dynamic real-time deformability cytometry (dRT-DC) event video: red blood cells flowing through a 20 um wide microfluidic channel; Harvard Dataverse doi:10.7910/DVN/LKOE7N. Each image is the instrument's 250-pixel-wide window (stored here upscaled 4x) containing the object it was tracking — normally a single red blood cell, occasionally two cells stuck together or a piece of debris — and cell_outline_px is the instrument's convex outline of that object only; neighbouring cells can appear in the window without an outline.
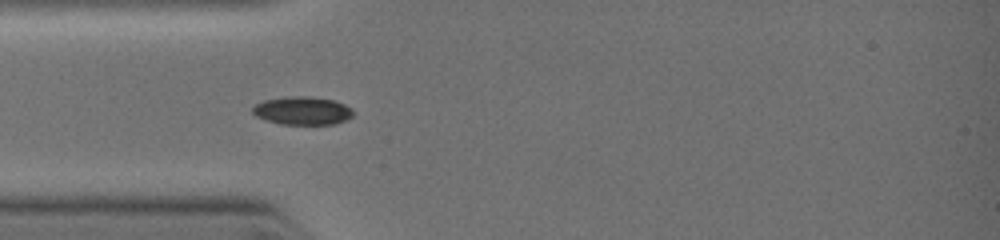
{"species": "common noctule bat (a hibernating species)", "species_latin": "Nyctalus noctula", "temperature_condition": "warm", "stored_images_in_passage": 9, "camera_frame_rate_fps": 3000, "um_per_image_px": 0.085, "animal": {"sex": "female", "body_mass_g": 19.0, "forearm_length_mm": 51.5}, "frame": {"image": 1, "passage_image": 1, "time_ms": 0.0, "image_size_px": [1000, 240], "cell_outline_px": [[352, 116], [336, 124], [280, 124], [256, 116], [252, 112], [252, 108], [256, 104], [264, 100], [288, 96], [304, 96], [332, 100], [344, 104], [352, 108]], "centroid_in_image_um": [25.69, 9.41], "position_along_channel_um": 59.3, "area_um2": 16.3}}
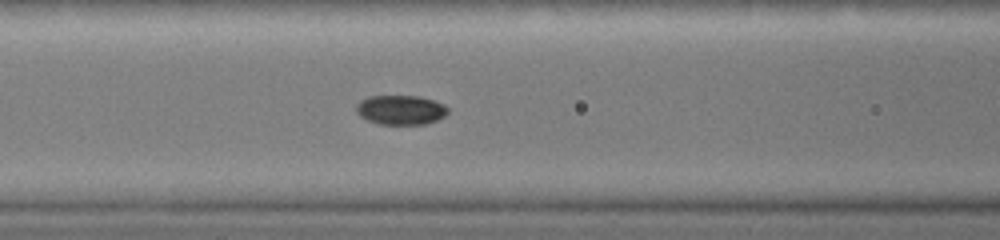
{"frame": {"image": 2, "passage_image": 5, "time_ms": 1.333, "image_size_px": [1000, 240], "cell_outline_px": [[448, 112], [444, 116], [436, 120], [424, 124], [380, 124], [368, 120], [360, 116], [356, 112], [356, 104], [360, 100], [368, 96], [420, 96], [444, 104], [448, 108]], "centroid_in_image_um": [34.04, 9.33], "position_along_channel_um": 132.6, "area_um2": 15.72}}
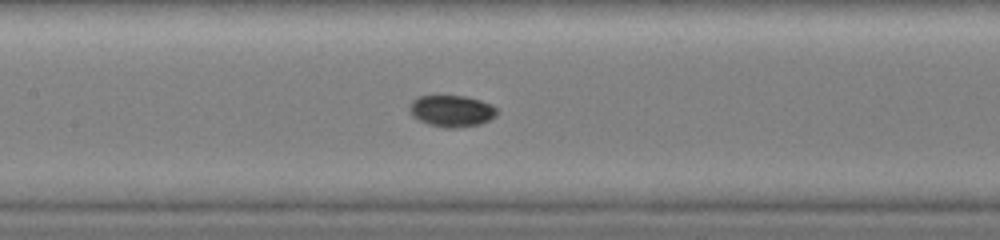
{"frame": {"image": 3, "passage_image": 7, "time_ms": 2.0, "image_size_px": [1000, 240], "cell_outline_px": [[496, 116], [480, 124], [456, 128], [444, 128], [428, 124], [412, 116], [408, 108], [408, 104], [412, 100], [420, 96], [464, 96], [480, 100], [492, 104], [496, 108]], "centroid_in_image_um": [38.36, 9.43], "position_along_channel_um": 169.0, "area_um2": 16.13}}